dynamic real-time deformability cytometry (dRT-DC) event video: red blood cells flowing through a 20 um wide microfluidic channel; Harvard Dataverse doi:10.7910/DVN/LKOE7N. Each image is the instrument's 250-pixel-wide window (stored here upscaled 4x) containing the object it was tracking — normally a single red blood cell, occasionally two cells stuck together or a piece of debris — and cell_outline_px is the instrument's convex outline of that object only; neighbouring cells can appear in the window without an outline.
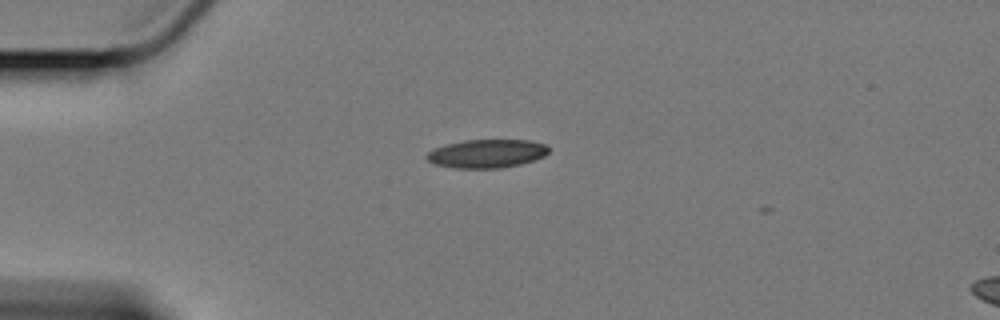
{"species": "Egyptian fruit bat (a non-hibernating species)", "species_latin": "Rousettus aegyptiacus", "temperature_condition": "cold", "stored_images_in_passage": 9, "camera_frame_rate_fps": 3000, "um_per_image_px": 0.085, "animal": {"sex": "female"}, "frame": {"image": 1, "passage_image": 1, "time_ms": 0.0, "image_size_px": [1000, 320], "cell_outline_px": [[548, 152], [544, 156], [520, 164], [500, 168], [456, 168], [436, 164], [428, 160], [424, 156], [428, 152], [436, 148], [448, 144], [464, 140], [528, 140], [544, 144], [548, 148]], "centroid_in_image_um": [41.37, 13.05], "position_along_channel_um": 43.6, "area_um2": 19.94}}
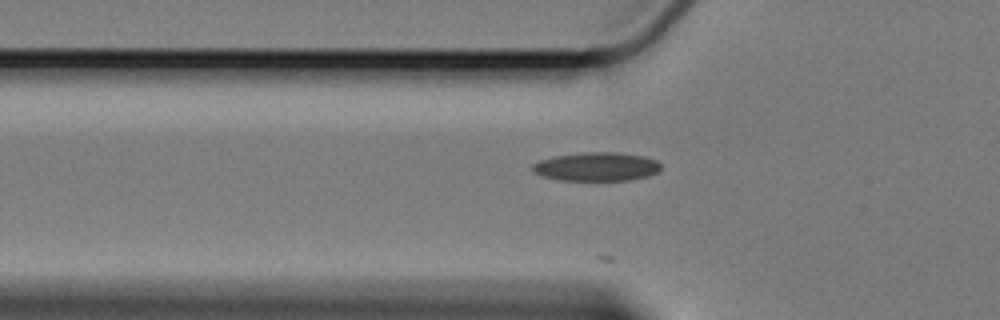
{"frame": {"image": 2, "passage_image": 6, "time_ms": 1.667, "image_size_px": [1000, 320], "cell_outline_px": [[660, 168], [656, 172], [648, 176], [628, 180], [564, 180], [544, 176], [536, 172], [532, 168], [532, 164], [540, 160], [556, 156], [584, 152], [616, 152], [644, 156], [656, 160], [660, 164]], "centroid_in_image_um": [50.74, 14.15], "position_along_channel_um": 75.1, "area_um2": 21.15}}